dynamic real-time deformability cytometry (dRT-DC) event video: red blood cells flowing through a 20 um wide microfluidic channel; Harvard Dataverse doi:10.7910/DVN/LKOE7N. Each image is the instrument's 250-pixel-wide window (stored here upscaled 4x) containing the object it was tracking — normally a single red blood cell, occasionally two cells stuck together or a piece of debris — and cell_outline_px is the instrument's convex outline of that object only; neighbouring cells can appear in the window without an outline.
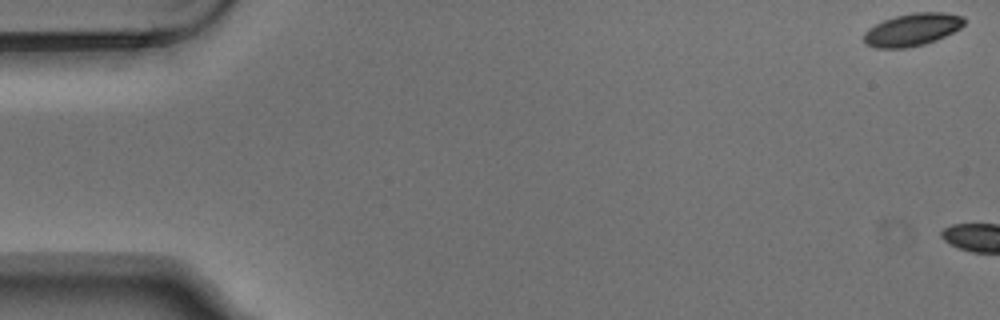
{"species": "Egyptian fruit bat (a non-hibernating species)", "species_latin": "Rousettus aegyptiacus", "temperature_condition": "warm", "stored_images_in_passage": 2, "camera_frame_rate_fps": 3000, "um_per_image_px": 0.085, "animal": {"sex": "male"}, "frame": {"image": 1, "passage_image": 1, "time_ms": 0.0, "image_size_px": [1000, 320], "cell_outline_px": [[964, 24], [960, 28], [936, 40], [924, 44], [908, 48], [876, 48], [864, 44], [864, 32], [868, 28], [884, 20], [896, 16], [912, 12], [944, 12], [964, 16]], "centroid_in_image_um": [77.53, 2.52], "position_along_channel_um": 7.5, "area_um2": 19.07}}